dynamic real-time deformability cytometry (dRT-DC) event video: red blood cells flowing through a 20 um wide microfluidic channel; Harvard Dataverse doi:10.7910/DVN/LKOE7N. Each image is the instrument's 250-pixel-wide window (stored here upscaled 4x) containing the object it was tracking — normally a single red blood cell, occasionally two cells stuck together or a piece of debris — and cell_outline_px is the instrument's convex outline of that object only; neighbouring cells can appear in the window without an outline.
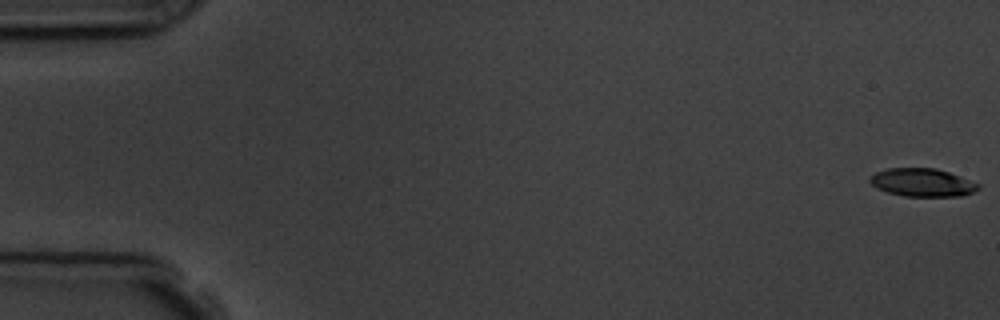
{"species": "common noctule bat (a hibernating species)", "species_latin": "Nyctalus noctula", "temperature_condition": "room temperature", "stored_images_in_passage": 6, "segment_of_instrument_passage": [1, 2], "camera_frame_rate_fps": 3000, "um_per_image_px": 0.085, "animal": {"sex": "male", "body_mass_g": 19.5, "forearm_length_mm": 54.6}, "frame": {"image": 1, "passage_image": 1, "time_ms": 0.0, "image_size_px": [1000, 320], "cell_outline_px": [[980, 188], [972, 192], [960, 196], [904, 196], [888, 192], [876, 188], [868, 180], [876, 172], [888, 168], [936, 168], [960, 176], [980, 184]], "centroid_in_image_um": [78.4, 15.51], "position_along_channel_um": 6.6, "area_um2": 17.63}}
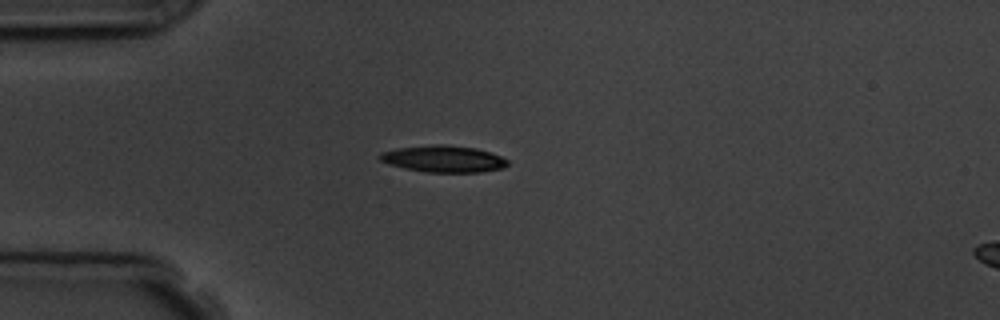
{"frame": {"image": 2, "passage_image": 5, "time_ms": 4.667, "image_size_px": [1000, 320], "cell_outline_px": [[508, 164], [504, 168], [480, 172], [428, 172], [404, 168], [388, 164], [380, 160], [376, 156], [380, 152], [396, 148], [436, 144], [444, 144], [476, 148], [492, 152], [508, 160]], "centroid_in_image_um": [37.68, 13.5], "position_along_channel_um": 47.3, "area_um2": 20.06}}